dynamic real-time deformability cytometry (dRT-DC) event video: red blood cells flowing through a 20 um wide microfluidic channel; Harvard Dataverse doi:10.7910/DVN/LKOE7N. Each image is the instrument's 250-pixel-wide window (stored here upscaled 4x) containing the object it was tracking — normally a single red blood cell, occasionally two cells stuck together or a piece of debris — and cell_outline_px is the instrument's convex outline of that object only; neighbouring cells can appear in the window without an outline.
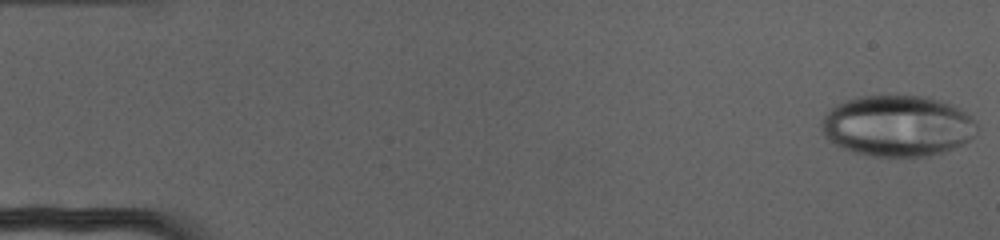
{"species": "human", "species_latin": "Homo sapiens", "temperature_condition": "cold", "stored_images_in_passage": 72, "camera_frame_rate_fps": 3000, "um_per_image_px": 0.085, "donor": {"sex": "female"}, "frame": {"image": 1, "passage_image": 1, "time_ms": 0.0, "image_size_px": [1000, 240], "cell_outline_px": [[980, 128], [976, 136], [964, 144], [944, 152], [928, 156], [872, 156], [852, 152], [832, 144], [824, 136], [820, 128], [820, 120], [836, 104], [844, 100], [856, 96], [928, 96], [952, 104], [976, 120]], "centroid_in_image_um": [76.3, 10.7], "position_along_channel_um": 8.7, "area_um2": 56.18}}
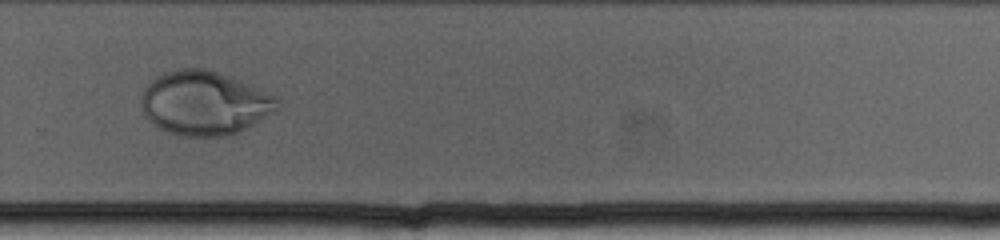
{"frame": {"image": 2, "passage_image": 50, "time_ms": 16.333, "image_size_px": [1000, 240], "cell_outline_px": [[280, 108], [276, 112], [228, 136], [180, 136], [168, 132], [160, 128], [148, 120], [144, 116], [140, 108], [140, 96], [144, 88], [160, 72], [176, 68], [204, 68], [216, 72], [276, 96]], "centroid_in_image_um": [17.3, 8.76], "position_along_channel_um": 312.5, "area_um2": 50.69}}
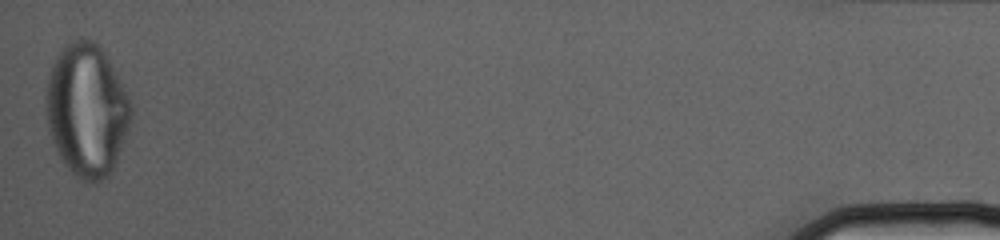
{"frame": {"image": 3, "passage_image": 72, "time_ms": 23.667, "image_size_px": [1000, 240], "cell_outline_px": [[132, 120], [116, 164], [108, 176], [104, 180], [96, 184], [88, 184], [80, 180], [64, 164], [56, 152], [48, 128], [44, 104], [44, 96], [48, 76], [52, 64], [60, 48], [64, 44], [80, 36], [92, 40], [104, 52], [124, 84], [132, 104]], "centroid_in_image_um": [7.37, 9.37], "position_along_channel_um": 427.8, "area_um2": 67.28}}